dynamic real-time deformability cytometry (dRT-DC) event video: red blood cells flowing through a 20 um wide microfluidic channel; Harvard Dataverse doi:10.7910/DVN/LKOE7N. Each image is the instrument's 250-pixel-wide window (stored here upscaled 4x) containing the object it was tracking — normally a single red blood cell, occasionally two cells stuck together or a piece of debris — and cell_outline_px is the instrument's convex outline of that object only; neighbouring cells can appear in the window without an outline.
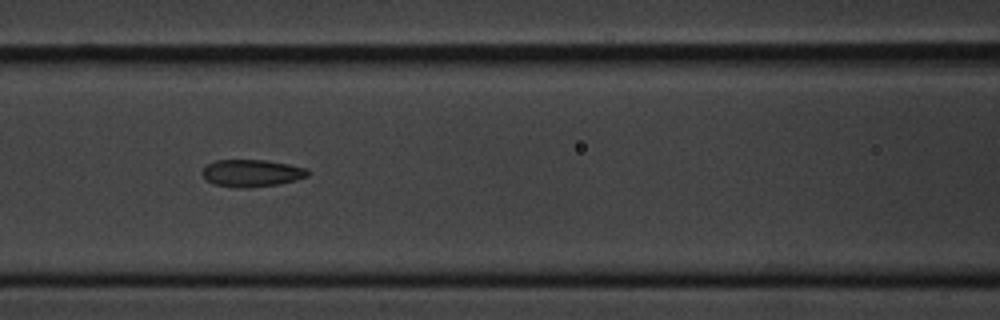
{"species": "common noctule bat (a hibernating species)", "species_latin": "Nyctalus noctula", "temperature_condition": "cold", "stored_images_in_passage": 8, "segment_of_instrument_passage": [1, 2], "camera_frame_rate_fps": 3000, "um_per_image_px": 0.085, "animal": {"sex": "male", "body_mass_g": 20.1, "forearm_length_mm": 53.5}, "frame": {"image": 1, "passage_image": 7, "time_ms": 7.0, "image_size_px": [1000, 320], "cell_outline_px": [[308, 176], [296, 180], [280, 184], [248, 188], [236, 188], [216, 184], [208, 180], [200, 172], [208, 164], [216, 160], [264, 160], [288, 164], [304, 168], [308, 172]], "centroid_in_image_um": [21.39, 14.72], "position_along_channel_um": 145.2, "area_um2": 16.59}}